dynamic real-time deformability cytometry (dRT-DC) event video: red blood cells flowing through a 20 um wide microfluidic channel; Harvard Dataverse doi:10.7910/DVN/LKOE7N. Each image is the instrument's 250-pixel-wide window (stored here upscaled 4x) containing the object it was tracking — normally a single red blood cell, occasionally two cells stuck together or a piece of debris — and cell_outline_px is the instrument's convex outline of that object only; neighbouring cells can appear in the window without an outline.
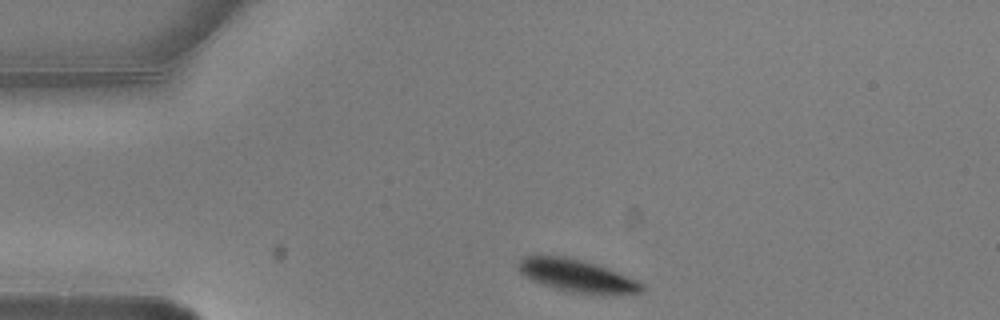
{"species": "common noctule bat (a hibernating species)", "species_latin": "Nyctalus noctula", "temperature_condition": "warm", "stored_images_in_passage": 6, "camera_frame_rate_fps": 3000, "um_per_image_px": 0.085, "animal": {"sex": "male", "body_mass_g": 20.5, "forearm_length_mm": 52.5}, "frame": {"image": 1, "passage_image": 1, "time_ms": 0.0, "image_size_px": [1000, 320], "cell_outline_px": [[644, 292], [604, 296], [572, 292], [552, 288], [532, 280], [524, 276], [516, 268], [516, 264], [524, 256], [560, 256], [580, 260], [596, 264], [608, 268], [640, 280], [644, 284]], "centroid_in_image_um": [49.1, 23.47], "position_along_channel_um": 35.9, "area_um2": 23.93}}
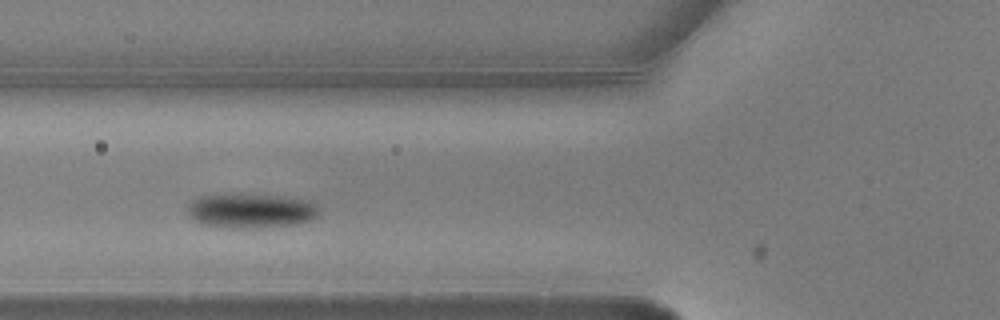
{"frame": {"image": 2, "passage_image": 3, "time_ms": 0.667, "image_size_px": [1000, 320], "cell_outline_px": [[316, 216], [308, 220], [296, 224], [256, 228], [228, 228], [200, 224], [192, 220], [188, 216], [188, 204], [200, 196], [276, 196], [308, 200], [316, 208]], "centroid_in_image_um": [21.25, 17.96], "position_along_channel_um": 104.6, "area_um2": 25.61}}
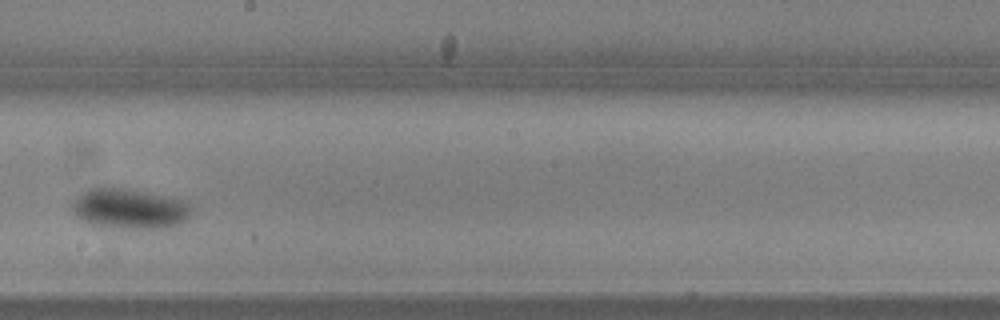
{"frame": {"image": 3, "passage_image": 6, "time_ms": 1.667, "image_size_px": [1000, 320], "cell_outline_px": [[192, 216], [176, 224], [160, 228], [112, 228], [96, 224], [84, 220], [72, 208], [72, 204], [76, 196], [80, 192], [88, 188], [104, 184], [188, 200], [192, 208]], "centroid_in_image_um": [11.03, 17.68], "position_along_channel_um": 237.2, "area_um2": 28.26}}